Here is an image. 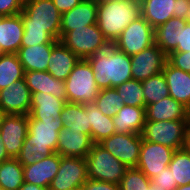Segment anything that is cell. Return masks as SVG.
Masks as SVG:
<instances>
[{
	"label": "cell",
	"mask_w": 190,
	"mask_h": 190,
	"mask_svg": "<svg viewBox=\"0 0 190 190\" xmlns=\"http://www.w3.org/2000/svg\"><path fill=\"white\" fill-rule=\"evenodd\" d=\"M20 14L24 25L21 46L60 41L62 13L52 0H25Z\"/></svg>",
	"instance_id": "1"
},
{
	"label": "cell",
	"mask_w": 190,
	"mask_h": 190,
	"mask_svg": "<svg viewBox=\"0 0 190 190\" xmlns=\"http://www.w3.org/2000/svg\"><path fill=\"white\" fill-rule=\"evenodd\" d=\"M94 72L97 87L115 88L132 79L131 56L111 44L86 59Z\"/></svg>",
	"instance_id": "2"
},
{
	"label": "cell",
	"mask_w": 190,
	"mask_h": 190,
	"mask_svg": "<svg viewBox=\"0 0 190 190\" xmlns=\"http://www.w3.org/2000/svg\"><path fill=\"white\" fill-rule=\"evenodd\" d=\"M97 25L110 44L135 19L141 16V2L132 0H103L97 2Z\"/></svg>",
	"instance_id": "3"
},
{
	"label": "cell",
	"mask_w": 190,
	"mask_h": 190,
	"mask_svg": "<svg viewBox=\"0 0 190 190\" xmlns=\"http://www.w3.org/2000/svg\"><path fill=\"white\" fill-rule=\"evenodd\" d=\"M64 82L67 102L91 104L100 91L94 72L86 59H79Z\"/></svg>",
	"instance_id": "4"
},
{
	"label": "cell",
	"mask_w": 190,
	"mask_h": 190,
	"mask_svg": "<svg viewBox=\"0 0 190 190\" xmlns=\"http://www.w3.org/2000/svg\"><path fill=\"white\" fill-rule=\"evenodd\" d=\"M188 120L145 121L142 139L174 150L186 147Z\"/></svg>",
	"instance_id": "5"
},
{
	"label": "cell",
	"mask_w": 190,
	"mask_h": 190,
	"mask_svg": "<svg viewBox=\"0 0 190 190\" xmlns=\"http://www.w3.org/2000/svg\"><path fill=\"white\" fill-rule=\"evenodd\" d=\"M88 178L118 184L124 177L128 167L104 149L94 143L86 156Z\"/></svg>",
	"instance_id": "6"
},
{
	"label": "cell",
	"mask_w": 190,
	"mask_h": 190,
	"mask_svg": "<svg viewBox=\"0 0 190 190\" xmlns=\"http://www.w3.org/2000/svg\"><path fill=\"white\" fill-rule=\"evenodd\" d=\"M60 41L80 59H87L111 45L97 24L68 31Z\"/></svg>",
	"instance_id": "7"
},
{
	"label": "cell",
	"mask_w": 190,
	"mask_h": 190,
	"mask_svg": "<svg viewBox=\"0 0 190 190\" xmlns=\"http://www.w3.org/2000/svg\"><path fill=\"white\" fill-rule=\"evenodd\" d=\"M63 129V122L56 119H28V133L26 140L45 156L56 152L59 132Z\"/></svg>",
	"instance_id": "8"
},
{
	"label": "cell",
	"mask_w": 190,
	"mask_h": 190,
	"mask_svg": "<svg viewBox=\"0 0 190 190\" xmlns=\"http://www.w3.org/2000/svg\"><path fill=\"white\" fill-rule=\"evenodd\" d=\"M155 44L154 28L142 17L133 20L113 43L128 56L143 51Z\"/></svg>",
	"instance_id": "9"
},
{
	"label": "cell",
	"mask_w": 190,
	"mask_h": 190,
	"mask_svg": "<svg viewBox=\"0 0 190 190\" xmlns=\"http://www.w3.org/2000/svg\"><path fill=\"white\" fill-rule=\"evenodd\" d=\"M85 158L61 156L58 172L51 181L49 190H81L88 180Z\"/></svg>",
	"instance_id": "10"
},
{
	"label": "cell",
	"mask_w": 190,
	"mask_h": 190,
	"mask_svg": "<svg viewBox=\"0 0 190 190\" xmlns=\"http://www.w3.org/2000/svg\"><path fill=\"white\" fill-rule=\"evenodd\" d=\"M141 134L114 133L98 144L128 168L136 167L140 157Z\"/></svg>",
	"instance_id": "11"
},
{
	"label": "cell",
	"mask_w": 190,
	"mask_h": 190,
	"mask_svg": "<svg viewBox=\"0 0 190 190\" xmlns=\"http://www.w3.org/2000/svg\"><path fill=\"white\" fill-rule=\"evenodd\" d=\"M176 150L142 139L140 157L136 168L141 170L150 180L165 170Z\"/></svg>",
	"instance_id": "12"
},
{
	"label": "cell",
	"mask_w": 190,
	"mask_h": 190,
	"mask_svg": "<svg viewBox=\"0 0 190 190\" xmlns=\"http://www.w3.org/2000/svg\"><path fill=\"white\" fill-rule=\"evenodd\" d=\"M168 55L155 43L131 56L132 78L137 81L146 79L163 71Z\"/></svg>",
	"instance_id": "13"
},
{
	"label": "cell",
	"mask_w": 190,
	"mask_h": 190,
	"mask_svg": "<svg viewBox=\"0 0 190 190\" xmlns=\"http://www.w3.org/2000/svg\"><path fill=\"white\" fill-rule=\"evenodd\" d=\"M28 133V115L6 114L0 128V135L7 154L17 158Z\"/></svg>",
	"instance_id": "14"
},
{
	"label": "cell",
	"mask_w": 190,
	"mask_h": 190,
	"mask_svg": "<svg viewBox=\"0 0 190 190\" xmlns=\"http://www.w3.org/2000/svg\"><path fill=\"white\" fill-rule=\"evenodd\" d=\"M31 96L26 81L24 79L17 80L0 90V108L6 114L29 115Z\"/></svg>",
	"instance_id": "15"
},
{
	"label": "cell",
	"mask_w": 190,
	"mask_h": 190,
	"mask_svg": "<svg viewBox=\"0 0 190 190\" xmlns=\"http://www.w3.org/2000/svg\"><path fill=\"white\" fill-rule=\"evenodd\" d=\"M98 6L96 0H82L70 11L62 13L60 39L71 30L97 24Z\"/></svg>",
	"instance_id": "16"
},
{
	"label": "cell",
	"mask_w": 190,
	"mask_h": 190,
	"mask_svg": "<svg viewBox=\"0 0 190 190\" xmlns=\"http://www.w3.org/2000/svg\"><path fill=\"white\" fill-rule=\"evenodd\" d=\"M61 155L57 152L46 156L43 160L31 165L23 166L24 182H29L40 187L49 188L51 181L58 172Z\"/></svg>",
	"instance_id": "17"
},
{
	"label": "cell",
	"mask_w": 190,
	"mask_h": 190,
	"mask_svg": "<svg viewBox=\"0 0 190 190\" xmlns=\"http://www.w3.org/2000/svg\"><path fill=\"white\" fill-rule=\"evenodd\" d=\"M93 144L89 134L63 128L59 132L56 152L61 156L86 158Z\"/></svg>",
	"instance_id": "18"
},
{
	"label": "cell",
	"mask_w": 190,
	"mask_h": 190,
	"mask_svg": "<svg viewBox=\"0 0 190 190\" xmlns=\"http://www.w3.org/2000/svg\"><path fill=\"white\" fill-rule=\"evenodd\" d=\"M23 35L21 14L0 16V53H17Z\"/></svg>",
	"instance_id": "19"
},
{
	"label": "cell",
	"mask_w": 190,
	"mask_h": 190,
	"mask_svg": "<svg viewBox=\"0 0 190 190\" xmlns=\"http://www.w3.org/2000/svg\"><path fill=\"white\" fill-rule=\"evenodd\" d=\"M24 80L26 81L31 94L42 91L67 102L65 82L56 79L48 71L25 72Z\"/></svg>",
	"instance_id": "20"
},
{
	"label": "cell",
	"mask_w": 190,
	"mask_h": 190,
	"mask_svg": "<svg viewBox=\"0 0 190 190\" xmlns=\"http://www.w3.org/2000/svg\"><path fill=\"white\" fill-rule=\"evenodd\" d=\"M79 59L61 41H58L52 48L47 71L56 79L65 81Z\"/></svg>",
	"instance_id": "21"
},
{
	"label": "cell",
	"mask_w": 190,
	"mask_h": 190,
	"mask_svg": "<svg viewBox=\"0 0 190 190\" xmlns=\"http://www.w3.org/2000/svg\"><path fill=\"white\" fill-rule=\"evenodd\" d=\"M56 43L35 44L33 46H21L17 56L25 72L47 71L48 61L53 46Z\"/></svg>",
	"instance_id": "22"
},
{
	"label": "cell",
	"mask_w": 190,
	"mask_h": 190,
	"mask_svg": "<svg viewBox=\"0 0 190 190\" xmlns=\"http://www.w3.org/2000/svg\"><path fill=\"white\" fill-rule=\"evenodd\" d=\"M162 72L167 81L169 96L187 107L190 103V73L175 68L168 61Z\"/></svg>",
	"instance_id": "23"
},
{
	"label": "cell",
	"mask_w": 190,
	"mask_h": 190,
	"mask_svg": "<svg viewBox=\"0 0 190 190\" xmlns=\"http://www.w3.org/2000/svg\"><path fill=\"white\" fill-rule=\"evenodd\" d=\"M66 101L55 96L37 92L32 93L31 106L28 119H56L60 118L61 111Z\"/></svg>",
	"instance_id": "24"
},
{
	"label": "cell",
	"mask_w": 190,
	"mask_h": 190,
	"mask_svg": "<svg viewBox=\"0 0 190 190\" xmlns=\"http://www.w3.org/2000/svg\"><path fill=\"white\" fill-rule=\"evenodd\" d=\"M145 108L124 105L112 117L116 133L141 134L146 121Z\"/></svg>",
	"instance_id": "25"
},
{
	"label": "cell",
	"mask_w": 190,
	"mask_h": 190,
	"mask_svg": "<svg viewBox=\"0 0 190 190\" xmlns=\"http://www.w3.org/2000/svg\"><path fill=\"white\" fill-rule=\"evenodd\" d=\"M146 121L187 120L186 107L170 96L145 108Z\"/></svg>",
	"instance_id": "26"
},
{
	"label": "cell",
	"mask_w": 190,
	"mask_h": 190,
	"mask_svg": "<svg viewBox=\"0 0 190 190\" xmlns=\"http://www.w3.org/2000/svg\"><path fill=\"white\" fill-rule=\"evenodd\" d=\"M141 16L155 29L176 17V0H143Z\"/></svg>",
	"instance_id": "27"
},
{
	"label": "cell",
	"mask_w": 190,
	"mask_h": 190,
	"mask_svg": "<svg viewBox=\"0 0 190 190\" xmlns=\"http://www.w3.org/2000/svg\"><path fill=\"white\" fill-rule=\"evenodd\" d=\"M188 20L170 18L166 23L154 29L155 43L169 55L180 42V27L184 28Z\"/></svg>",
	"instance_id": "28"
},
{
	"label": "cell",
	"mask_w": 190,
	"mask_h": 190,
	"mask_svg": "<svg viewBox=\"0 0 190 190\" xmlns=\"http://www.w3.org/2000/svg\"><path fill=\"white\" fill-rule=\"evenodd\" d=\"M60 119L63 122V128L76 131H82L91 136V124L89 123V114H86V104L66 102Z\"/></svg>",
	"instance_id": "29"
},
{
	"label": "cell",
	"mask_w": 190,
	"mask_h": 190,
	"mask_svg": "<svg viewBox=\"0 0 190 190\" xmlns=\"http://www.w3.org/2000/svg\"><path fill=\"white\" fill-rule=\"evenodd\" d=\"M86 114H89L93 143H99L116 133L112 117L104 115L94 103L86 104Z\"/></svg>",
	"instance_id": "30"
},
{
	"label": "cell",
	"mask_w": 190,
	"mask_h": 190,
	"mask_svg": "<svg viewBox=\"0 0 190 190\" xmlns=\"http://www.w3.org/2000/svg\"><path fill=\"white\" fill-rule=\"evenodd\" d=\"M24 69L16 53H0V90L24 79Z\"/></svg>",
	"instance_id": "31"
},
{
	"label": "cell",
	"mask_w": 190,
	"mask_h": 190,
	"mask_svg": "<svg viewBox=\"0 0 190 190\" xmlns=\"http://www.w3.org/2000/svg\"><path fill=\"white\" fill-rule=\"evenodd\" d=\"M23 183V165L16 158L0 163V186L4 190H18Z\"/></svg>",
	"instance_id": "32"
},
{
	"label": "cell",
	"mask_w": 190,
	"mask_h": 190,
	"mask_svg": "<svg viewBox=\"0 0 190 190\" xmlns=\"http://www.w3.org/2000/svg\"><path fill=\"white\" fill-rule=\"evenodd\" d=\"M168 167L177 186L190 184V150L187 147L175 151Z\"/></svg>",
	"instance_id": "33"
},
{
	"label": "cell",
	"mask_w": 190,
	"mask_h": 190,
	"mask_svg": "<svg viewBox=\"0 0 190 190\" xmlns=\"http://www.w3.org/2000/svg\"><path fill=\"white\" fill-rule=\"evenodd\" d=\"M141 85L146 106L157 103L164 97L169 96V89L163 72L142 81Z\"/></svg>",
	"instance_id": "34"
},
{
	"label": "cell",
	"mask_w": 190,
	"mask_h": 190,
	"mask_svg": "<svg viewBox=\"0 0 190 190\" xmlns=\"http://www.w3.org/2000/svg\"><path fill=\"white\" fill-rule=\"evenodd\" d=\"M94 104L106 116L114 117L124 106V100L115 88L101 89Z\"/></svg>",
	"instance_id": "35"
},
{
	"label": "cell",
	"mask_w": 190,
	"mask_h": 190,
	"mask_svg": "<svg viewBox=\"0 0 190 190\" xmlns=\"http://www.w3.org/2000/svg\"><path fill=\"white\" fill-rule=\"evenodd\" d=\"M124 100V105L135 107H146L143 88L140 81L130 79L115 87Z\"/></svg>",
	"instance_id": "36"
},
{
	"label": "cell",
	"mask_w": 190,
	"mask_h": 190,
	"mask_svg": "<svg viewBox=\"0 0 190 190\" xmlns=\"http://www.w3.org/2000/svg\"><path fill=\"white\" fill-rule=\"evenodd\" d=\"M150 185L151 180L136 167L128 168L119 183L120 190H148Z\"/></svg>",
	"instance_id": "37"
},
{
	"label": "cell",
	"mask_w": 190,
	"mask_h": 190,
	"mask_svg": "<svg viewBox=\"0 0 190 190\" xmlns=\"http://www.w3.org/2000/svg\"><path fill=\"white\" fill-rule=\"evenodd\" d=\"M46 156L39 153L29 141L25 139L22 149L20 150L17 160L23 165L28 166L34 162L41 161Z\"/></svg>",
	"instance_id": "38"
},
{
	"label": "cell",
	"mask_w": 190,
	"mask_h": 190,
	"mask_svg": "<svg viewBox=\"0 0 190 190\" xmlns=\"http://www.w3.org/2000/svg\"><path fill=\"white\" fill-rule=\"evenodd\" d=\"M167 61L175 68L190 73V51L188 52H171Z\"/></svg>",
	"instance_id": "39"
},
{
	"label": "cell",
	"mask_w": 190,
	"mask_h": 190,
	"mask_svg": "<svg viewBox=\"0 0 190 190\" xmlns=\"http://www.w3.org/2000/svg\"><path fill=\"white\" fill-rule=\"evenodd\" d=\"M153 185H159V188L166 190H174L177 184L173 181L172 170L167 167L165 170H161L158 175L151 179Z\"/></svg>",
	"instance_id": "40"
},
{
	"label": "cell",
	"mask_w": 190,
	"mask_h": 190,
	"mask_svg": "<svg viewBox=\"0 0 190 190\" xmlns=\"http://www.w3.org/2000/svg\"><path fill=\"white\" fill-rule=\"evenodd\" d=\"M25 0H0V16L20 14Z\"/></svg>",
	"instance_id": "41"
},
{
	"label": "cell",
	"mask_w": 190,
	"mask_h": 190,
	"mask_svg": "<svg viewBox=\"0 0 190 190\" xmlns=\"http://www.w3.org/2000/svg\"><path fill=\"white\" fill-rule=\"evenodd\" d=\"M81 190H120V186L115 183L88 179Z\"/></svg>",
	"instance_id": "42"
},
{
	"label": "cell",
	"mask_w": 190,
	"mask_h": 190,
	"mask_svg": "<svg viewBox=\"0 0 190 190\" xmlns=\"http://www.w3.org/2000/svg\"><path fill=\"white\" fill-rule=\"evenodd\" d=\"M190 51V22L186 23L184 28L180 27V42L173 52H188Z\"/></svg>",
	"instance_id": "43"
},
{
	"label": "cell",
	"mask_w": 190,
	"mask_h": 190,
	"mask_svg": "<svg viewBox=\"0 0 190 190\" xmlns=\"http://www.w3.org/2000/svg\"><path fill=\"white\" fill-rule=\"evenodd\" d=\"M190 0H176V18L189 20Z\"/></svg>",
	"instance_id": "44"
},
{
	"label": "cell",
	"mask_w": 190,
	"mask_h": 190,
	"mask_svg": "<svg viewBox=\"0 0 190 190\" xmlns=\"http://www.w3.org/2000/svg\"><path fill=\"white\" fill-rule=\"evenodd\" d=\"M60 13L70 11L78 5L82 0H52Z\"/></svg>",
	"instance_id": "45"
},
{
	"label": "cell",
	"mask_w": 190,
	"mask_h": 190,
	"mask_svg": "<svg viewBox=\"0 0 190 190\" xmlns=\"http://www.w3.org/2000/svg\"><path fill=\"white\" fill-rule=\"evenodd\" d=\"M11 157L7 154L5 144L3 143V139L0 135V163L6 160H9Z\"/></svg>",
	"instance_id": "46"
},
{
	"label": "cell",
	"mask_w": 190,
	"mask_h": 190,
	"mask_svg": "<svg viewBox=\"0 0 190 190\" xmlns=\"http://www.w3.org/2000/svg\"><path fill=\"white\" fill-rule=\"evenodd\" d=\"M18 190H49V189L37 186L29 182H24L23 185Z\"/></svg>",
	"instance_id": "47"
},
{
	"label": "cell",
	"mask_w": 190,
	"mask_h": 190,
	"mask_svg": "<svg viewBox=\"0 0 190 190\" xmlns=\"http://www.w3.org/2000/svg\"><path fill=\"white\" fill-rule=\"evenodd\" d=\"M5 116H6V113L0 108V128L3 124Z\"/></svg>",
	"instance_id": "48"
},
{
	"label": "cell",
	"mask_w": 190,
	"mask_h": 190,
	"mask_svg": "<svg viewBox=\"0 0 190 190\" xmlns=\"http://www.w3.org/2000/svg\"><path fill=\"white\" fill-rule=\"evenodd\" d=\"M174 190H190V184L177 186Z\"/></svg>",
	"instance_id": "49"
},
{
	"label": "cell",
	"mask_w": 190,
	"mask_h": 190,
	"mask_svg": "<svg viewBox=\"0 0 190 190\" xmlns=\"http://www.w3.org/2000/svg\"><path fill=\"white\" fill-rule=\"evenodd\" d=\"M186 147L190 150V125L188 126Z\"/></svg>",
	"instance_id": "50"
},
{
	"label": "cell",
	"mask_w": 190,
	"mask_h": 190,
	"mask_svg": "<svg viewBox=\"0 0 190 190\" xmlns=\"http://www.w3.org/2000/svg\"><path fill=\"white\" fill-rule=\"evenodd\" d=\"M186 112H187L188 124L190 125V103H189L188 106L186 107Z\"/></svg>",
	"instance_id": "51"
},
{
	"label": "cell",
	"mask_w": 190,
	"mask_h": 190,
	"mask_svg": "<svg viewBox=\"0 0 190 190\" xmlns=\"http://www.w3.org/2000/svg\"><path fill=\"white\" fill-rule=\"evenodd\" d=\"M148 190H166V189H161V188H159V185H153L151 183V185H150V187H149Z\"/></svg>",
	"instance_id": "52"
},
{
	"label": "cell",
	"mask_w": 190,
	"mask_h": 190,
	"mask_svg": "<svg viewBox=\"0 0 190 190\" xmlns=\"http://www.w3.org/2000/svg\"><path fill=\"white\" fill-rule=\"evenodd\" d=\"M132 1H135V2H142L143 0H132Z\"/></svg>",
	"instance_id": "53"
}]
</instances>
